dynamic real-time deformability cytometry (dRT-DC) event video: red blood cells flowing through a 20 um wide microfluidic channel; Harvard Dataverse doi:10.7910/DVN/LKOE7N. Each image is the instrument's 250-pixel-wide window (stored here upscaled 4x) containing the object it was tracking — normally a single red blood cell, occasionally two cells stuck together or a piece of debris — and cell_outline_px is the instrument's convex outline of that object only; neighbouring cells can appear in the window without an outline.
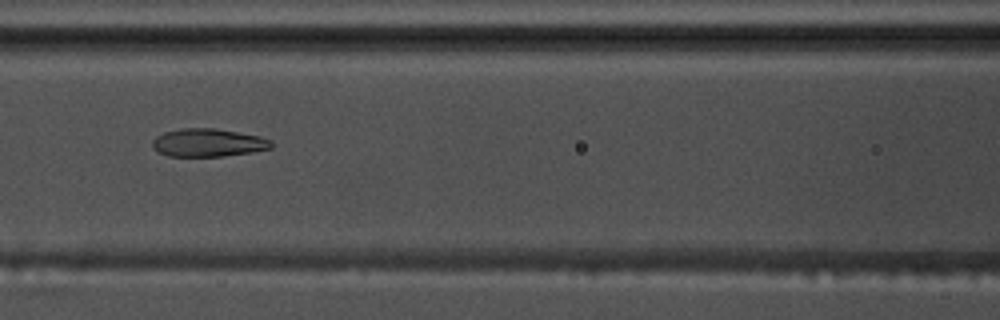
{"species": "common noctule bat (a hibernating species)", "species_latin": "Nyctalus noctula", "temperature_condition": "warm", "stored_images_in_passage": 42, "camera_frame_rate_fps": 3000, "um_per_image_px": 0.085, "animal": {"sex": "male", "body_mass_g": 17.5, "forearm_length_mm": 52.3}, "frame": {"image": 1, "passage_image": 11, "time_ms": 3.333, "image_size_px": [1000, 320], "cell_outline_px": [[272, 148], [252, 152], [224, 156], [168, 156], [156, 152], [152, 148], [152, 140], [156, 136], [164, 132], [180, 128], [216, 128], [260, 136], [272, 140]], "centroid_in_image_um": [17.66, 12.13], "position_along_channel_um": 148.9, "area_um2": 19.65}}
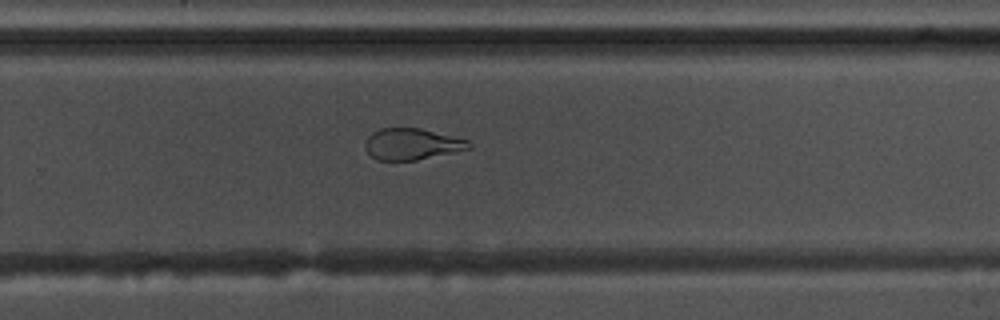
{"frame": {"image": 2, "passage_image": 23, "time_ms": 7.333, "image_size_px": [1000, 320], "cell_outline_px": [[472, 148], [456, 152], [416, 160], [376, 160], [364, 148], [364, 144], [368, 136], [372, 132], [380, 128], [420, 128], [468, 140], [472, 144]], "centroid_in_image_um": [35.01, 12.25], "position_along_channel_um": 294.8, "area_um2": 19.02}}
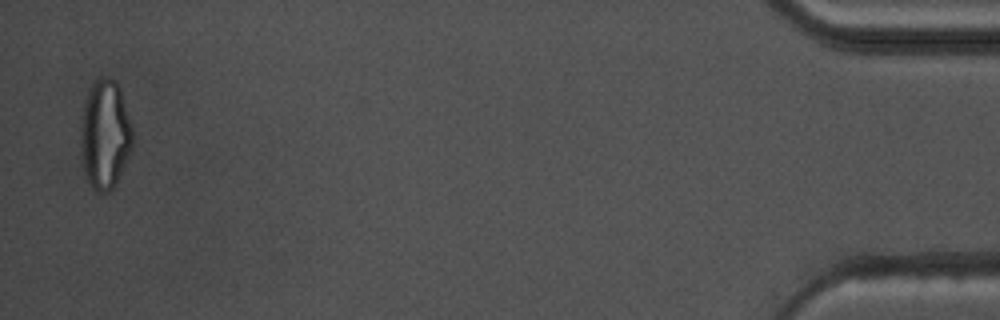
{"frame": {"image": 3, "passage_image": 41, "time_ms": 13.333, "image_size_px": [1000, 320], "cell_outline_px": [[132, 148], [112, 188], [108, 192], [100, 192], [92, 188], [84, 172], [80, 152], [80, 128], [84, 104], [88, 92], [96, 80], [104, 76], [108, 76], [116, 80], [120, 88], [132, 128]], "centroid_in_image_um": [8.9, 11.41], "position_along_channel_um": 426.3, "area_um2": 32.77}, "authors_computed_cell_mechanics": {"area_um2": 20.1722, "velocity_mm_per_s": 3.6582, "shape_relaxation_time_tau1_ms": 7.5419, "shape_relaxation_time_tau2_ms": 1.6429, "deformation_change_tau1": 0.2363, "deformation_change_tau2": 0.0911}}